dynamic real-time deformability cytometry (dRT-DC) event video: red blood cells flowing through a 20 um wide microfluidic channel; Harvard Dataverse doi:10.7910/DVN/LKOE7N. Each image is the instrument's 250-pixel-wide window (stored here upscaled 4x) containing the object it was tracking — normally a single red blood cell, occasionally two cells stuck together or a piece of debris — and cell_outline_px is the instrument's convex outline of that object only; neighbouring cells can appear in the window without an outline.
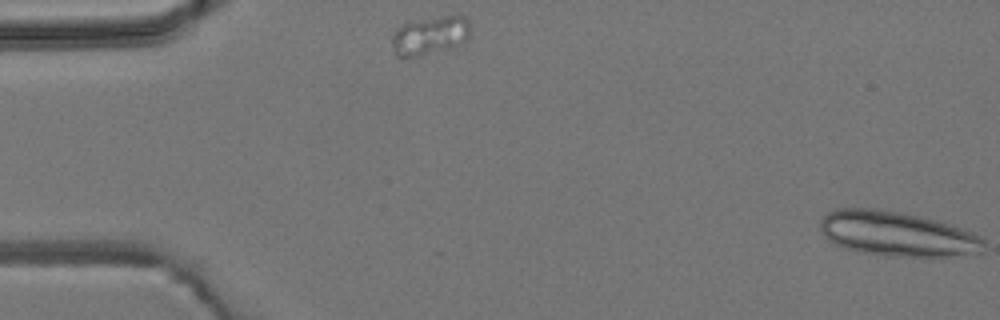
{"species": "common noctule bat (a hibernating species)", "species_latin": "Nyctalus noctula", "temperature_condition": "room temperature", "stored_images_in_passage": 5, "camera_frame_rate_fps": 3000, "um_per_image_px": 0.085, "animal": {"sex": "male", "body_mass_g": 19.2, "forearm_length_mm": 51.8}, "frame": {"image": 1, "passage_image": 1, "time_ms": 0.0, "image_size_px": [1000, 320], "cell_outline_px": [[984, 252], [960, 256], [884, 256], [856, 252], [844, 248], [828, 240], [824, 236], [820, 228], [820, 220], [828, 212], [836, 208], [876, 208], [900, 212], [920, 216], [952, 224], [972, 232], [980, 236], [984, 240]], "centroid_in_image_um": [76.26, 19.88], "position_along_channel_um": 8.7, "area_um2": 43.18}}